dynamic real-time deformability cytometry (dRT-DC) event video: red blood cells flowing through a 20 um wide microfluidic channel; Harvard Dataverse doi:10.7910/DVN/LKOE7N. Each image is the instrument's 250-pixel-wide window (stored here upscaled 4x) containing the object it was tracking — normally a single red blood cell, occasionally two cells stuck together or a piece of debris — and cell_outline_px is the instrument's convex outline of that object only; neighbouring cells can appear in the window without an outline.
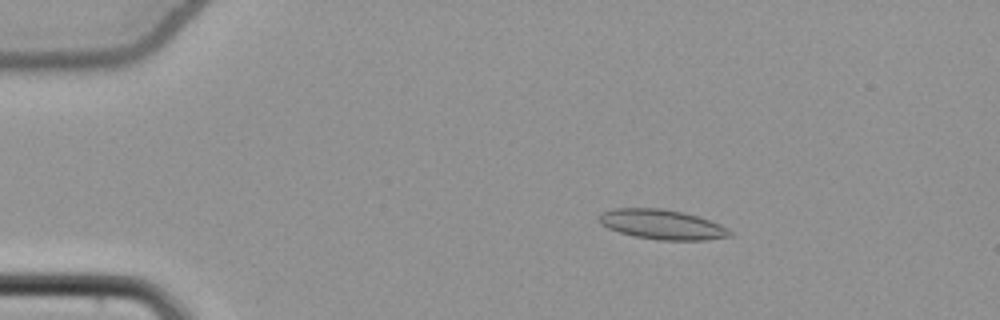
{"species": "common noctule bat (a hibernating species)", "species_latin": "Nyctalus noctula", "temperature_condition": "cold", "stored_images_in_passage": 55, "camera_frame_rate_fps": 3000, "um_per_image_px": 0.085, "animal": {"sex": "female", "body_mass_g": 22.7, "forearm_length_mm": 54.2}, "frame": {"image": 1, "passage_image": 11, "time_ms": 3.333, "image_size_px": [1000, 320], "cell_outline_px": [[732, 236], [704, 240], [660, 240], [636, 236], [620, 232], [608, 228], [600, 224], [596, 216], [600, 212], [612, 208], [664, 208], [684, 212], [720, 224], [728, 228], [732, 232]], "centroid_in_image_um": [56.23, 19.06], "position_along_channel_um": 28.8, "area_um2": 22.83}}
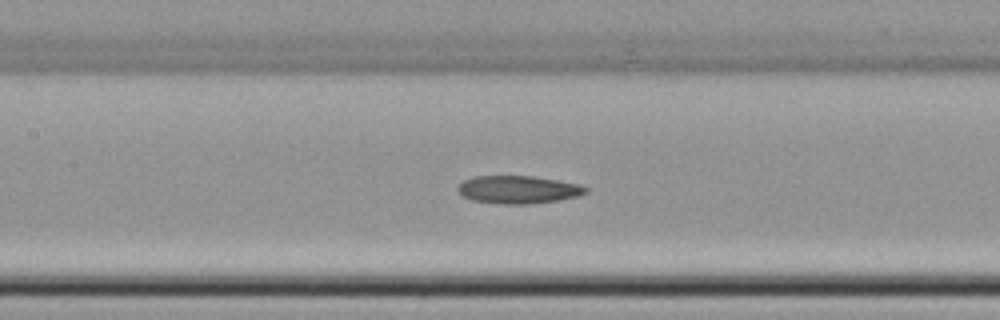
{"frame": {"image": 2, "passage_image": 27, "time_ms": 8.667, "image_size_px": [1000, 320], "cell_outline_px": [[588, 192], [580, 196], [556, 200], [528, 204], [504, 204], [472, 200], [464, 196], [456, 188], [464, 180], [472, 176], [532, 176], [580, 184], [588, 188]], "centroid_in_image_um": [44.07, 16.11], "position_along_channel_um": 163.3, "area_um2": 20.63}}
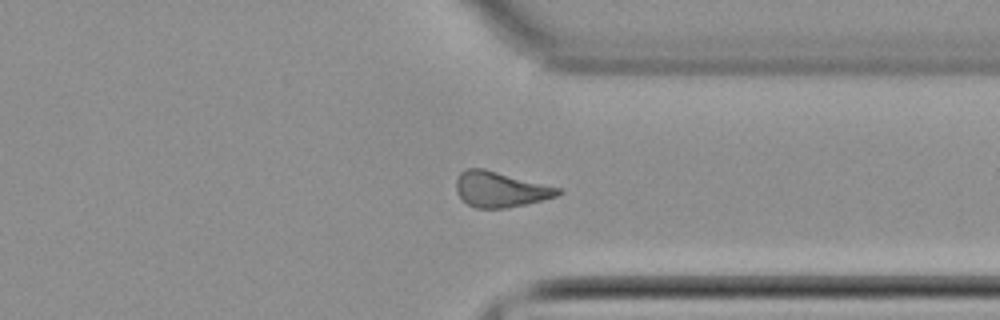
{"frame": {"image": 3, "passage_image": 43, "time_ms": 14.0, "image_size_px": [1000, 320], "cell_outline_px": [[564, 192], [556, 196], [528, 204], [508, 208], [476, 208], [468, 204], [456, 192], [456, 180], [460, 172], [464, 168], [484, 168], [560, 188]], "centroid_in_image_um": [42.52, 16.09], "position_along_channel_um": 368.9, "area_um2": 21.1}, "authors_computed_cell_mechanics": {"area_um2": 20.9814, "velocity_mm_per_s": 3.8562, "shape_relaxation_time_tau1_ms": null, "shape_relaxation_time_tau2_ms": 6.3944, "deformation_change_tau1": null, "deformation_change_tau2": 0.161}}